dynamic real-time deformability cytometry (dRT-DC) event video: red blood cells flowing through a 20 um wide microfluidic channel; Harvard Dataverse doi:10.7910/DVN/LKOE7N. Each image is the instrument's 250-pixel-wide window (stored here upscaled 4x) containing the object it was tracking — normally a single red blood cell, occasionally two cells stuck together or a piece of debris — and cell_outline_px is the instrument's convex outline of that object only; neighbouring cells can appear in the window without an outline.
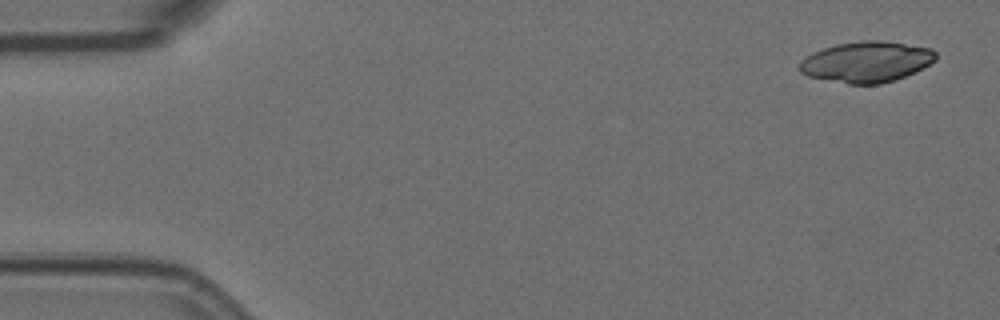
{"species": "Egyptian fruit bat (a non-hibernating species)", "species_latin": "Rousettus aegyptiacus", "temperature_condition": "room temperature", "stored_images_in_passage": 5, "camera_frame_rate_fps": 3000, "um_per_image_px": 0.085, "animal": {"sex": "female"}, "frame": {"image": 1, "passage_image": 1, "time_ms": 0.0, "image_size_px": [1000, 320], "cell_outline_px": [[936, 60], [904, 76], [880, 84], [848, 84], [808, 76], [800, 72], [800, 60], [812, 52], [836, 44], [860, 40], [880, 40], [932, 48], [936, 52]], "centroid_in_image_um": [73.62, 5.24], "position_along_channel_um": 11.4, "area_um2": 32.19}}